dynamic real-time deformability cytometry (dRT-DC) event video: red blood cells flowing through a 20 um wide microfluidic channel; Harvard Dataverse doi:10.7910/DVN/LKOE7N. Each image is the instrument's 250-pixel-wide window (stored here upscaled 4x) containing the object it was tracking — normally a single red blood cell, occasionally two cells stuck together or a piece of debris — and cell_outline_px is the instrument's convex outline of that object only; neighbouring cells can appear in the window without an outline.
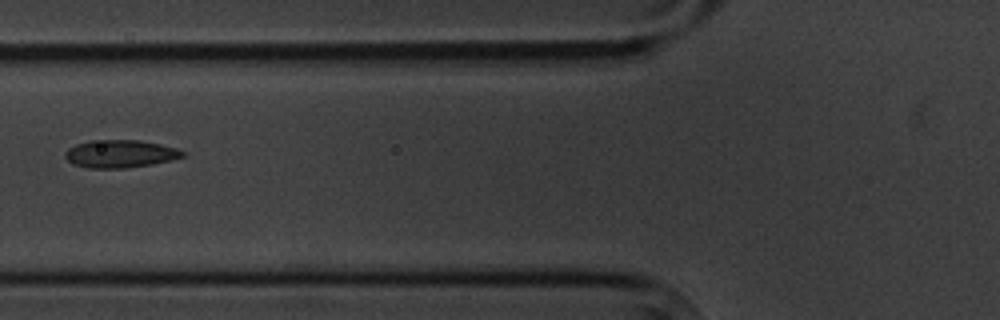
{"species": "common noctule bat (a hibernating species)", "species_latin": "Nyctalus noctula", "temperature_condition": "cold", "stored_images_in_passage": 7, "camera_frame_rate_fps": 3000, "um_per_image_px": 0.085, "animal": {"sex": "male", "body_mass_g": 20.1, "forearm_length_mm": 53.5}, "frame": {"image": 1, "passage_image": 7, "time_ms": 7.0, "image_size_px": [1000, 320], "cell_outline_px": [[184, 156], [172, 160], [152, 164], [124, 168], [88, 168], [72, 164], [64, 156], [64, 152], [68, 148], [76, 144], [92, 140], [140, 140], [160, 144], [176, 148], [184, 152]], "centroid_in_image_um": [10.19, 13.07], "position_along_channel_um": 115.6, "area_um2": 19.02}}